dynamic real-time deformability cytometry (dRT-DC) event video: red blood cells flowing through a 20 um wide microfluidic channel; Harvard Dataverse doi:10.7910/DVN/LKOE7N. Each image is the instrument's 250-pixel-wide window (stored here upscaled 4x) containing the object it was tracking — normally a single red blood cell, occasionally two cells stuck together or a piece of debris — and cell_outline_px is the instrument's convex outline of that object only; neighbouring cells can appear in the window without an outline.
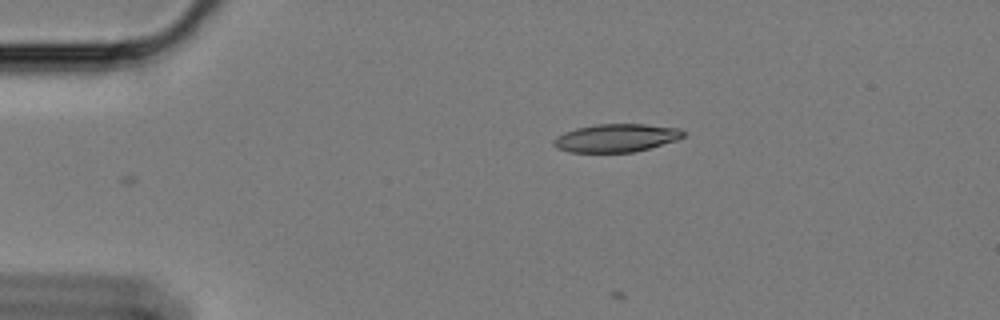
{"species": "Egyptian fruit bat (a non-hibernating species)", "species_latin": "Rousettus aegyptiacus", "temperature_condition": "cold", "stored_images_in_passage": 17, "camera_frame_rate_fps": 3000, "um_per_image_px": 0.085, "animal": {"sex": "female"}, "frame": {"image": 1, "passage_image": 1, "time_ms": 0.0, "image_size_px": [1000, 320], "cell_outline_px": [[684, 136], [676, 140], [648, 148], [632, 152], [568, 152], [556, 148], [552, 144], [552, 140], [556, 136], [564, 132], [576, 128], [596, 124], [644, 124], [680, 128], [684, 132]], "centroid_in_image_um": [52.32, 11.72], "position_along_channel_um": 32.7, "area_um2": 21.21}}
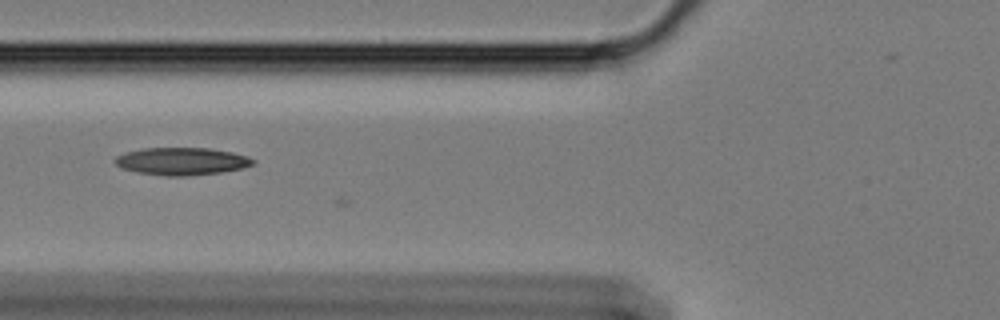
{"frame": {"image": 2, "passage_image": 12, "time_ms": 3.667, "image_size_px": [1000, 320], "cell_outline_px": [[256, 164], [244, 168], [224, 172], [188, 176], [164, 176], [136, 172], [120, 168], [116, 164], [116, 156], [128, 152], [144, 148], [208, 148], [232, 152], [248, 156], [256, 160]], "centroid_in_image_um": [15.51, 13.72], "position_along_channel_um": 110.3, "area_um2": 22.31}}
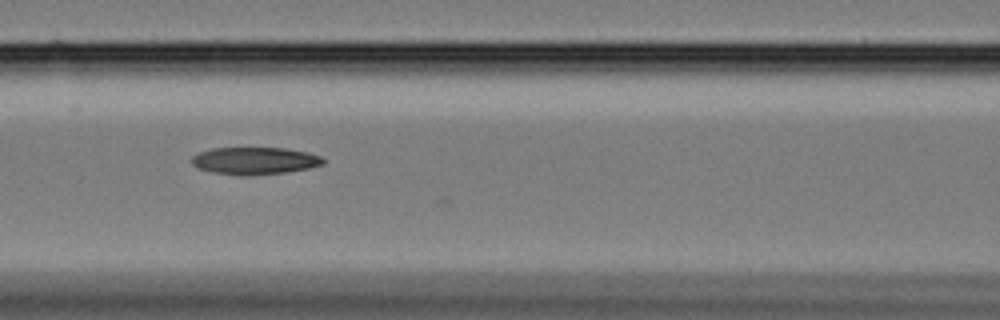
{"frame": {"image": 3, "passage_image": 15, "time_ms": 4.667, "image_size_px": [1000, 320], "cell_outline_px": [[324, 164], [308, 168], [284, 172], [252, 176], [244, 176], [212, 172], [196, 168], [192, 164], [192, 156], [200, 152], [212, 148], [284, 148], [308, 152], [320, 156], [324, 160]], "centroid_in_image_um": [21.63, 13.67], "position_along_channel_um": 145.0, "area_um2": 20.92}}